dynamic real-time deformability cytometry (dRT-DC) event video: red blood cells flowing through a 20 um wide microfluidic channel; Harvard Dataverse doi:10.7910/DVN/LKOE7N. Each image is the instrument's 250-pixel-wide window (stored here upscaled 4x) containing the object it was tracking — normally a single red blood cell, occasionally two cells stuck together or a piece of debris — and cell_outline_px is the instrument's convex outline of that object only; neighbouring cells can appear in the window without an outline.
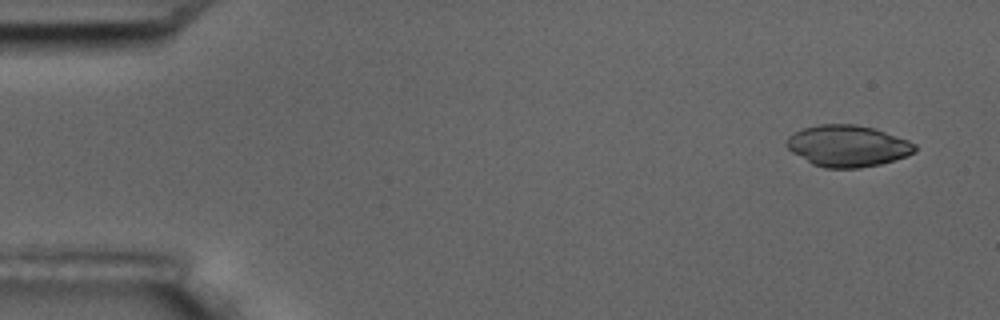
{"species": "common noctule bat (a hibernating species)", "species_latin": "Nyctalus noctula", "temperature_condition": "room temperature", "stored_images_in_passage": 4, "camera_frame_rate_fps": 3000, "um_per_image_px": 0.085, "animal": {"sex": "male", "body_mass_g": 17.5, "forearm_length_mm": 52.3}, "frame": {"image": 1, "passage_image": 1, "time_ms": 0.0, "image_size_px": [1000, 320], "cell_outline_px": [[916, 152], [880, 164], [860, 168], [824, 168], [812, 164], [792, 152], [784, 144], [788, 136], [804, 128], [820, 124], [856, 124], [872, 128], [908, 140], [916, 144]], "centroid_in_image_um": [72.02, 12.41], "position_along_channel_um": 13.0, "area_um2": 30.81}}